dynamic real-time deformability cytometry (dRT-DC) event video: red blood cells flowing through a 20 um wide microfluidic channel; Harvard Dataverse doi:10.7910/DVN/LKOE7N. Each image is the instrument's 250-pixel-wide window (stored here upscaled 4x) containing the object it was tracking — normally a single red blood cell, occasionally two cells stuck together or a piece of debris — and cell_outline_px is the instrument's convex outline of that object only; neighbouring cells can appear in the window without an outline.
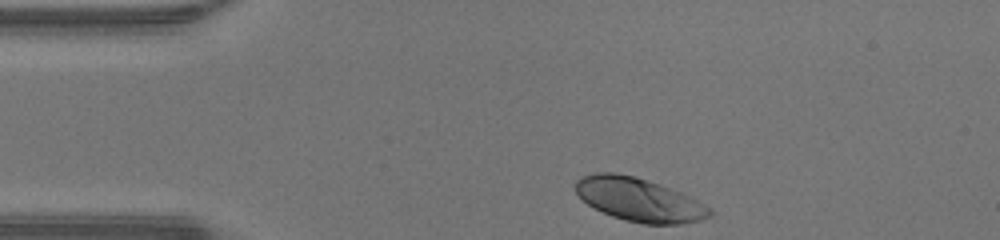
{"species": "human", "species_latin": "Homo sapiens", "temperature_condition": "warm", "stored_images_in_passage": 30, "camera_frame_rate_fps": 3000, "um_per_image_px": 0.085, "donor": {"sex": "male"}, "frame": {"image": 1, "passage_image": 1, "time_ms": 0.0, "image_size_px": [1000, 240], "cell_outline_px": [[712, 216], [700, 220], [680, 224], [644, 224], [624, 220], [612, 216], [588, 204], [576, 192], [576, 180], [584, 176], [596, 172], [616, 172], [632, 176], [660, 184], [680, 192], [704, 204], [712, 212]], "centroid_in_image_um": [54.32, 16.97], "position_along_channel_um": 30.7, "area_um2": 33.52}}
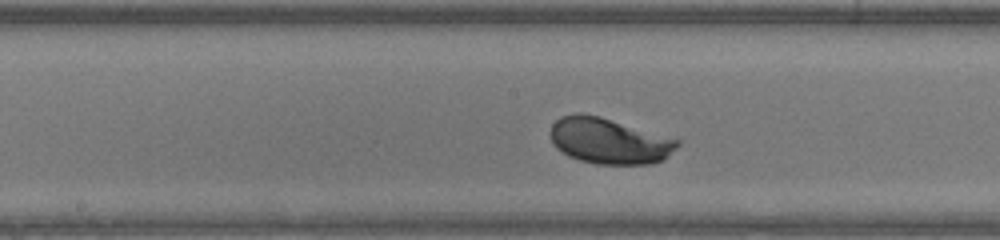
{"frame": {"image": 2, "passage_image": 16, "time_ms": 5.0, "image_size_px": [1000, 240], "cell_outline_px": [[680, 144], [664, 160], [648, 164], [596, 164], [580, 160], [568, 156], [556, 148], [552, 144], [548, 132], [552, 124], [560, 116], [576, 112], [580, 112], [600, 116], [680, 140]], "centroid_in_image_um": [51.72, 11.97], "position_along_channel_um": 196.5, "area_um2": 34.22}}
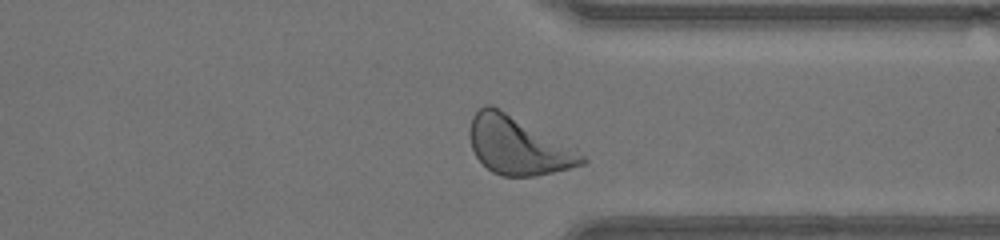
{"frame": {"image": 3, "passage_image": 28, "time_ms": 9.0, "image_size_px": [1000, 240], "cell_outline_px": [[588, 160], [584, 164], [536, 176], [504, 176], [492, 172], [476, 156], [472, 148], [468, 132], [472, 116], [484, 104], [492, 104], [584, 156]], "centroid_in_image_um": [43.94, 12.38], "position_along_channel_um": 367.5, "area_um2": 36.7}, "authors_computed_cell_mechanics": {"area_um2": 34.102, "velocity_mm_per_s": 4.3182, "shape_relaxation_time_tau1_ms": 1.3566, "shape_relaxation_time_tau2_ms": null, "deformation_change_tau1": 0.125, "deformation_change_tau2": null}}